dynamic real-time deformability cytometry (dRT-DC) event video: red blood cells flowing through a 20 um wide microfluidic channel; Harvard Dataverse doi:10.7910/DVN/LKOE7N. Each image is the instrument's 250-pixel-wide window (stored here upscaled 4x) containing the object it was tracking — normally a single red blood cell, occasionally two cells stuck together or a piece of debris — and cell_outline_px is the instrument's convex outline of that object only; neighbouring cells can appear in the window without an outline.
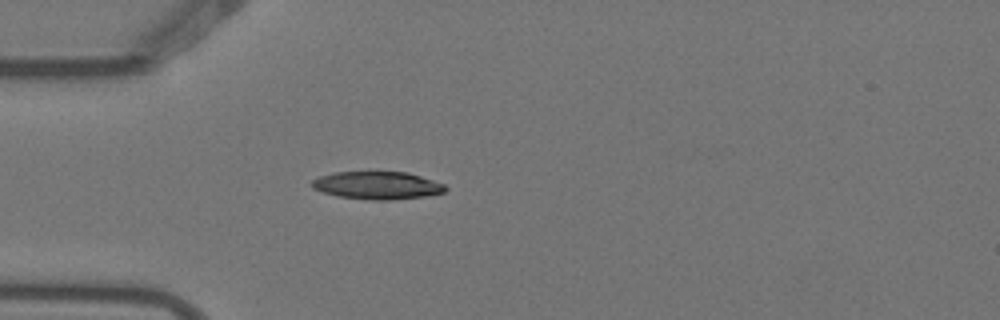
{"species": "Egyptian fruit bat (a non-hibernating species)", "species_latin": "Rousettus aegyptiacus", "temperature_condition": "warm", "stored_images_in_passage": 3, "camera_frame_rate_fps": 3000, "um_per_image_px": 0.085, "animal": {"sex": "female"}, "frame": {"image": 1, "passage_image": 3, "time_ms": 0.667, "image_size_px": [1000, 320], "cell_outline_px": [[448, 188], [444, 192], [424, 196], [388, 200], [372, 200], [340, 196], [324, 192], [312, 188], [312, 180], [320, 176], [336, 172], [408, 172], [444, 184]], "centroid_in_image_um": [32.08, 15.75], "position_along_channel_um": 52.9, "area_um2": 21.27}}